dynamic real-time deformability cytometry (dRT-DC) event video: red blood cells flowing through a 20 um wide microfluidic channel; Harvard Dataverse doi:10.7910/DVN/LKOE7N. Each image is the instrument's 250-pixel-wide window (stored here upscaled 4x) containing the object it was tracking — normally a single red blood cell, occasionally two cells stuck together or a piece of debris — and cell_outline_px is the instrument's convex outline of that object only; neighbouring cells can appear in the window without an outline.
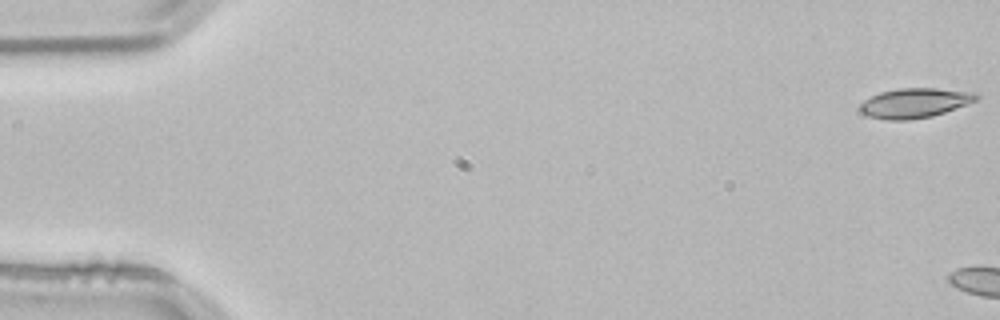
{"species": "common noctule bat (a hibernating species)", "species_latin": "Nyctalus noctula", "temperature_condition": "room temperature", "stored_images_in_passage": 15, "camera_frame_rate_fps": 3000, "um_per_image_px": 0.085, "animal": {"sex": "male", "body_mass_g": 21.5, "forearm_length_mm": 52.0}, "frame": {"image": 1, "passage_image": 1, "time_ms": 0.0, "image_size_px": [1000, 320], "cell_outline_px": [[980, 96], [976, 100], [968, 104], [932, 116], [908, 120], [884, 120], [868, 116], [860, 112], [860, 104], [864, 100], [880, 92], [900, 88], [936, 88], [976, 92]], "centroid_in_image_um": [77.76, 8.75], "position_along_channel_um": 7.2, "area_um2": 20.17}}